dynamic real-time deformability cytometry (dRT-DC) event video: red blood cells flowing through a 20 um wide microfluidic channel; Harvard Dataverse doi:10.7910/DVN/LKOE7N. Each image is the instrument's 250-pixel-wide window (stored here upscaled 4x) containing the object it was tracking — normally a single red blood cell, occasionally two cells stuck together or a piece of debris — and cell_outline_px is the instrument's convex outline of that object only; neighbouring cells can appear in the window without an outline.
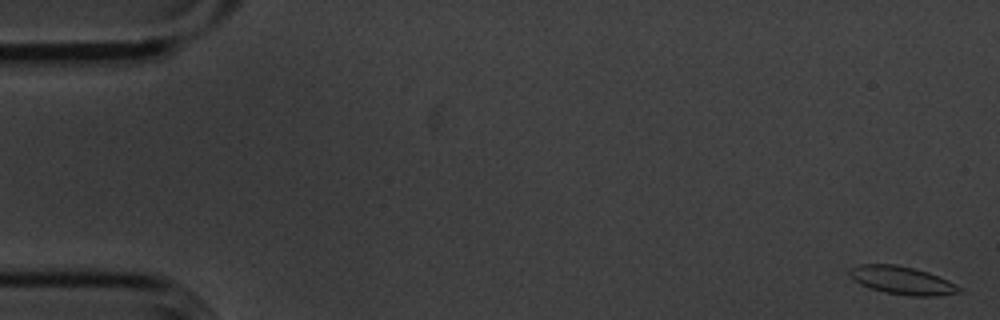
{"species": "common noctule bat (a hibernating species)", "species_latin": "Nyctalus noctula", "temperature_condition": "cold", "stored_images_in_passage": 55, "camera_frame_rate_fps": 3000, "um_per_image_px": 0.085, "animal": {"sex": "male", "body_mass_g": 20.1, "forearm_length_mm": 53.5}, "frame": {"image": 1, "passage_image": 1, "time_ms": 0.0, "image_size_px": [1000, 320], "cell_outline_px": [[964, 292], [936, 296], [912, 296], [884, 292], [860, 284], [848, 272], [852, 268], [860, 264], [896, 264], [928, 272], [940, 276], [956, 284]], "centroid_in_image_um": [76.74, 23.83], "position_along_channel_um": 8.3, "area_um2": 17.74}}
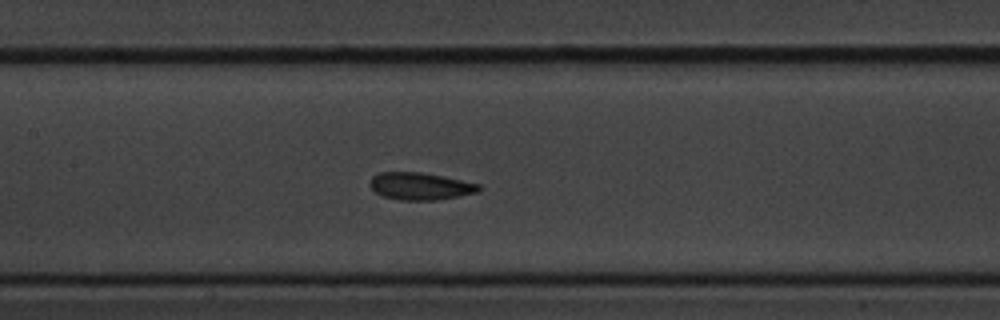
{"frame": {"image": 2, "passage_image": 26, "time_ms": 8.333, "image_size_px": [1000, 320], "cell_outline_px": [[480, 192], [436, 200], [400, 200], [384, 196], [376, 192], [368, 184], [372, 176], [380, 172], [420, 172], [480, 184]], "centroid_in_image_um": [35.7, 15.83], "position_along_channel_um": 171.7, "area_um2": 17.17}}
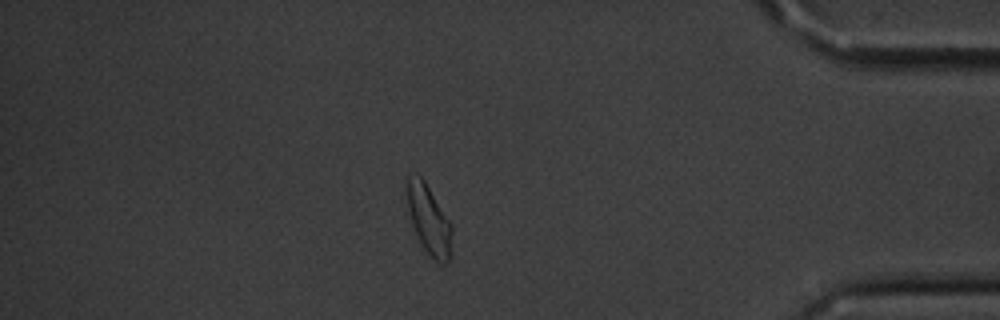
{"frame": {"image": 3, "passage_image": 48, "time_ms": 15.667, "image_size_px": [1000, 320], "cell_outline_px": [[452, 232], [448, 264], [440, 264], [420, 244], [408, 212], [404, 188], [404, 184], [408, 176], [420, 176], [424, 180], [452, 224]], "centroid_in_image_um": [36.42, 18.63], "position_along_channel_um": 398.8, "area_um2": 18.21}, "authors_computed_cell_mechanics": {"area_um2": 17.5134, "velocity_mm_per_s": 3.5831, "shape_relaxation_time_tau1_ms": 5.3145, "shape_relaxation_time_tau2_ms": 2.766, "deformation_change_tau1": 0.1173, "deformation_change_tau2": 0.0636}}